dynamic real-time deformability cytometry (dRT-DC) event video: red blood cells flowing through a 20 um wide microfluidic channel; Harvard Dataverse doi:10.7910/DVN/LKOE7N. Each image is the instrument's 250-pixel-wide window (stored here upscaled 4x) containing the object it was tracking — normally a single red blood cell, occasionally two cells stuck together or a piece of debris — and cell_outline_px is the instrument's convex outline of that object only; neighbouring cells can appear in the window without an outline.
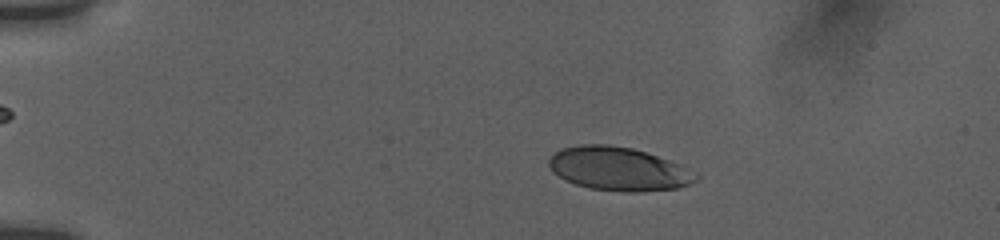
{"species": "human", "species_latin": "Homo sapiens", "temperature_condition": "room temperature", "stored_images_in_passage": 14, "camera_frame_rate_fps": 3000, "um_per_image_px": 0.085, "donor": {"sex": "female"}, "frame": {"image": 1, "passage_image": 6, "time_ms": 2.667, "image_size_px": [1000, 240], "cell_outline_px": [[700, 180], [692, 184], [676, 188], [640, 192], [624, 192], [588, 188], [576, 184], [552, 172], [548, 164], [548, 160], [560, 148], [580, 144], [608, 144], [632, 148], [680, 164], [700, 176]], "centroid_in_image_um": [52.59, 14.36], "position_along_channel_um": 32.4, "area_um2": 37.34}}
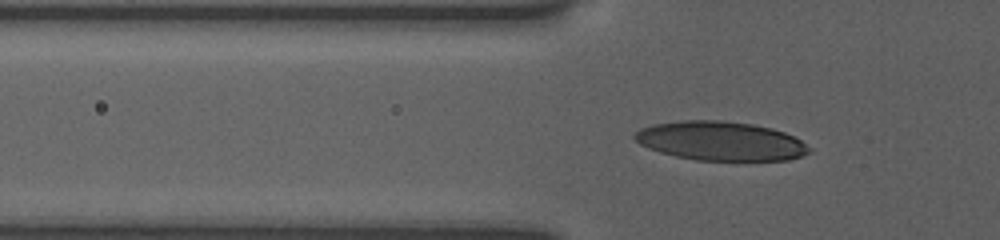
{"frame": {"image": 2, "passage_image": 11, "time_ms": 5.333, "image_size_px": [1000, 240], "cell_outline_px": [[812, 148], [808, 152], [800, 156], [788, 160], [696, 160], [676, 156], [660, 152], [648, 148], [640, 144], [632, 136], [640, 128], [656, 124], [684, 120], [720, 120], [752, 124], [772, 128], [784, 132], [800, 140]], "centroid_in_image_um": [61.24, 11.98], "position_along_channel_um": 64.6, "area_um2": 39.48}}
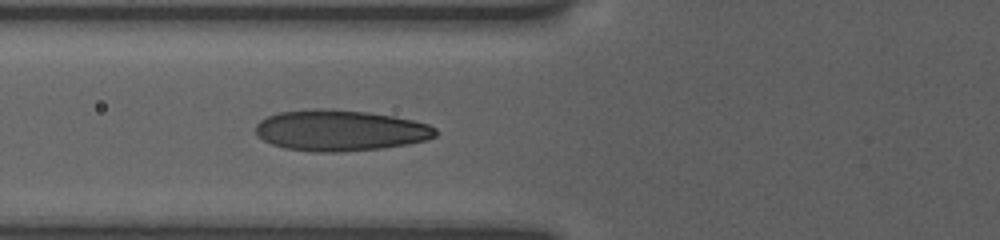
{"frame": {"image": 3, "passage_image": 14, "time_ms": 6.333, "image_size_px": [1000, 240], "cell_outline_px": [[440, 132], [436, 136], [424, 140], [408, 144], [380, 148], [336, 152], [312, 152], [284, 148], [272, 144], [264, 140], [256, 132], [256, 124], [260, 120], [268, 116], [280, 112], [312, 108], [324, 108], [368, 112], [396, 116], [428, 124], [436, 128]], "centroid_in_image_um": [28.93, 11.08], "position_along_channel_um": 96.9, "area_um2": 43.06}}